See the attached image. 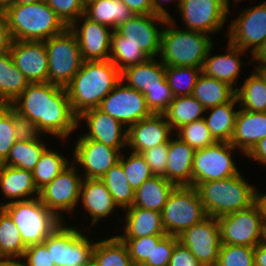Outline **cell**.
I'll use <instances>...</instances> for the list:
<instances>
[{"label":"cell","mask_w":266,"mask_h":266,"mask_svg":"<svg viewBox=\"0 0 266 266\" xmlns=\"http://www.w3.org/2000/svg\"><path fill=\"white\" fill-rule=\"evenodd\" d=\"M36 124L43 135L66 141L78 129L66 88L47 83H29L10 104Z\"/></svg>","instance_id":"cell-1"},{"label":"cell","mask_w":266,"mask_h":266,"mask_svg":"<svg viewBox=\"0 0 266 266\" xmlns=\"http://www.w3.org/2000/svg\"><path fill=\"white\" fill-rule=\"evenodd\" d=\"M121 81V71L110 61H84L66 87L72 112L98 108L102 100Z\"/></svg>","instance_id":"cell-2"},{"label":"cell","mask_w":266,"mask_h":266,"mask_svg":"<svg viewBox=\"0 0 266 266\" xmlns=\"http://www.w3.org/2000/svg\"><path fill=\"white\" fill-rule=\"evenodd\" d=\"M172 17L167 19L161 34L160 61L165 66L202 68L208 50L214 42L205 33L177 26Z\"/></svg>","instance_id":"cell-3"},{"label":"cell","mask_w":266,"mask_h":266,"mask_svg":"<svg viewBox=\"0 0 266 266\" xmlns=\"http://www.w3.org/2000/svg\"><path fill=\"white\" fill-rule=\"evenodd\" d=\"M4 14L13 41H45L67 28L46 1L12 4Z\"/></svg>","instance_id":"cell-4"},{"label":"cell","mask_w":266,"mask_h":266,"mask_svg":"<svg viewBox=\"0 0 266 266\" xmlns=\"http://www.w3.org/2000/svg\"><path fill=\"white\" fill-rule=\"evenodd\" d=\"M207 216L221 217L246 209L256 202V187L241 172L230 178L207 181L195 186Z\"/></svg>","instance_id":"cell-5"},{"label":"cell","mask_w":266,"mask_h":266,"mask_svg":"<svg viewBox=\"0 0 266 266\" xmlns=\"http://www.w3.org/2000/svg\"><path fill=\"white\" fill-rule=\"evenodd\" d=\"M2 208L13 219L26 247L43 243L62 223L39 197L10 202Z\"/></svg>","instance_id":"cell-6"},{"label":"cell","mask_w":266,"mask_h":266,"mask_svg":"<svg viewBox=\"0 0 266 266\" xmlns=\"http://www.w3.org/2000/svg\"><path fill=\"white\" fill-rule=\"evenodd\" d=\"M44 42L48 54V82L66 88L84 62L77 37L67 27Z\"/></svg>","instance_id":"cell-7"},{"label":"cell","mask_w":266,"mask_h":266,"mask_svg":"<svg viewBox=\"0 0 266 266\" xmlns=\"http://www.w3.org/2000/svg\"><path fill=\"white\" fill-rule=\"evenodd\" d=\"M167 235L178 237L187 228L207 217L199 194L193 186H176L161 211Z\"/></svg>","instance_id":"cell-8"},{"label":"cell","mask_w":266,"mask_h":266,"mask_svg":"<svg viewBox=\"0 0 266 266\" xmlns=\"http://www.w3.org/2000/svg\"><path fill=\"white\" fill-rule=\"evenodd\" d=\"M63 221L44 241L55 266H80L92 257L95 244L82 228ZM85 233V234H84Z\"/></svg>","instance_id":"cell-9"},{"label":"cell","mask_w":266,"mask_h":266,"mask_svg":"<svg viewBox=\"0 0 266 266\" xmlns=\"http://www.w3.org/2000/svg\"><path fill=\"white\" fill-rule=\"evenodd\" d=\"M221 244L255 247L264 239L262 214L255 202L250 207L217 218Z\"/></svg>","instance_id":"cell-10"},{"label":"cell","mask_w":266,"mask_h":266,"mask_svg":"<svg viewBox=\"0 0 266 266\" xmlns=\"http://www.w3.org/2000/svg\"><path fill=\"white\" fill-rule=\"evenodd\" d=\"M78 168L71 163L53 181L39 191L41 202L51 210L62 222L65 221L64 214L75 213L79 204L82 174Z\"/></svg>","instance_id":"cell-11"},{"label":"cell","mask_w":266,"mask_h":266,"mask_svg":"<svg viewBox=\"0 0 266 266\" xmlns=\"http://www.w3.org/2000/svg\"><path fill=\"white\" fill-rule=\"evenodd\" d=\"M236 149L230 142H216L195 150L192 167V186L207 181L230 178L240 173L233 160Z\"/></svg>","instance_id":"cell-12"},{"label":"cell","mask_w":266,"mask_h":266,"mask_svg":"<svg viewBox=\"0 0 266 266\" xmlns=\"http://www.w3.org/2000/svg\"><path fill=\"white\" fill-rule=\"evenodd\" d=\"M230 0H181L179 16L184 28L205 34L223 31L230 12Z\"/></svg>","instance_id":"cell-13"},{"label":"cell","mask_w":266,"mask_h":266,"mask_svg":"<svg viewBox=\"0 0 266 266\" xmlns=\"http://www.w3.org/2000/svg\"><path fill=\"white\" fill-rule=\"evenodd\" d=\"M241 11L227 26V41L252 56L266 40V1Z\"/></svg>","instance_id":"cell-14"},{"label":"cell","mask_w":266,"mask_h":266,"mask_svg":"<svg viewBox=\"0 0 266 266\" xmlns=\"http://www.w3.org/2000/svg\"><path fill=\"white\" fill-rule=\"evenodd\" d=\"M72 152V163L83 170L82 176L87 179H101L119 162L122 154L121 150L87 139L82 134L76 139Z\"/></svg>","instance_id":"cell-15"},{"label":"cell","mask_w":266,"mask_h":266,"mask_svg":"<svg viewBox=\"0 0 266 266\" xmlns=\"http://www.w3.org/2000/svg\"><path fill=\"white\" fill-rule=\"evenodd\" d=\"M98 108L127 128L152 115L144 95L128 87L123 81L114 87Z\"/></svg>","instance_id":"cell-16"},{"label":"cell","mask_w":266,"mask_h":266,"mask_svg":"<svg viewBox=\"0 0 266 266\" xmlns=\"http://www.w3.org/2000/svg\"><path fill=\"white\" fill-rule=\"evenodd\" d=\"M178 239L203 266H216L221 246L217 218L207 216L201 222L187 228Z\"/></svg>","instance_id":"cell-17"},{"label":"cell","mask_w":266,"mask_h":266,"mask_svg":"<svg viewBox=\"0 0 266 266\" xmlns=\"http://www.w3.org/2000/svg\"><path fill=\"white\" fill-rule=\"evenodd\" d=\"M166 21V18L157 14H134L115 30L123 36V41L137 45L150 58H155L160 54L161 34Z\"/></svg>","instance_id":"cell-18"},{"label":"cell","mask_w":266,"mask_h":266,"mask_svg":"<svg viewBox=\"0 0 266 266\" xmlns=\"http://www.w3.org/2000/svg\"><path fill=\"white\" fill-rule=\"evenodd\" d=\"M83 23H82V22ZM79 23H82L80 26ZM77 37L83 61L109 60L113 29L82 15L69 27Z\"/></svg>","instance_id":"cell-19"},{"label":"cell","mask_w":266,"mask_h":266,"mask_svg":"<svg viewBox=\"0 0 266 266\" xmlns=\"http://www.w3.org/2000/svg\"><path fill=\"white\" fill-rule=\"evenodd\" d=\"M85 121L86 129L82 134L87 139L103 143L122 152L127 147L128 128L99 108H91L77 116V126ZM88 127V128H87Z\"/></svg>","instance_id":"cell-20"},{"label":"cell","mask_w":266,"mask_h":266,"mask_svg":"<svg viewBox=\"0 0 266 266\" xmlns=\"http://www.w3.org/2000/svg\"><path fill=\"white\" fill-rule=\"evenodd\" d=\"M9 51L15 66L29 83L48 82V54L44 41H12Z\"/></svg>","instance_id":"cell-21"},{"label":"cell","mask_w":266,"mask_h":266,"mask_svg":"<svg viewBox=\"0 0 266 266\" xmlns=\"http://www.w3.org/2000/svg\"><path fill=\"white\" fill-rule=\"evenodd\" d=\"M173 134L164 114H152L128 128L127 146L129 150L141 153L157 145L169 143Z\"/></svg>","instance_id":"cell-22"},{"label":"cell","mask_w":266,"mask_h":266,"mask_svg":"<svg viewBox=\"0 0 266 266\" xmlns=\"http://www.w3.org/2000/svg\"><path fill=\"white\" fill-rule=\"evenodd\" d=\"M213 45L208 50L204 60L202 72L209 77L216 78L230 85L235 91L238 89L237 84L242 69V58L246 51L231 45L227 41L226 53L212 56ZM211 54V56H210ZM241 56V57H240Z\"/></svg>","instance_id":"cell-23"},{"label":"cell","mask_w":266,"mask_h":266,"mask_svg":"<svg viewBox=\"0 0 266 266\" xmlns=\"http://www.w3.org/2000/svg\"><path fill=\"white\" fill-rule=\"evenodd\" d=\"M80 203L83 204L84 213L86 214L88 212L87 214L91 218L89 224L91 227L98 225L101 219L109 217L118 208L101 179H83L79 205Z\"/></svg>","instance_id":"cell-24"},{"label":"cell","mask_w":266,"mask_h":266,"mask_svg":"<svg viewBox=\"0 0 266 266\" xmlns=\"http://www.w3.org/2000/svg\"><path fill=\"white\" fill-rule=\"evenodd\" d=\"M264 137H266V112L248 111L239 108L230 143L243 156H246Z\"/></svg>","instance_id":"cell-25"},{"label":"cell","mask_w":266,"mask_h":266,"mask_svg":"<svg viewBox=\"0 0 266 266\" xmlns=\"http://www.w3.org/2000/svg\"><path fill=\"white\" fill-rule=\"evenodd\" d=\"M121 81L143 95L155 88H164L168 82L165 65L157 58H149L143 63L131 65L121 71Z\"/></svg>","instance_id":"cell-26"},{"label":"cell","mask_w":266,"mask_h":266,"mask_svg":"<svg viewBox=\"0 0 266 266\" xmlns=\"http://www.w3.org/2000/svg\"><path fill=\"white\" fill-rule=\"evenodd\" d=\"M0 189L6 202L0 207L14 201L39 197L32 171L21 170L7 165H0Z\"/></svg>","instance_id":"cell-27"},{"label":"cell","mask_w":266,"mask_h":266,"mask_svg":"<svg viewBox=\"0 0 266 266\" xmlns=\"http://www.w3.org/2000/svg\"><path fill=\"white\" fill-rule=\"evenodd\" d=\"M195 150L175 135L169 141L165 179L176 186H192Z\"/></svg>","instance_id":"cell-28"},{"label":"cell","mask_w":266,"mask_h":266,"mask_svg":"<svg viewBox=\"0 0 266 266\" xmlns=\"http://www.w3.org/2000/svg\"><path fill=\"white\" fill-rule=\"evenodd\" d=\"M125 215L123 233L119 238H140L152 235H167L163 224L161 212L130 207L124 210Z\"/></svg>","instance_id":"cell-29"},{"label":"cell","mask_w":266,"mask_h":266,"mask_svg":"<svg viewBox=\"0 0 266 266\" xmlns=\"http://www.w3.org/2000/svg\"><path fill=\"white\" fill-rule=\"evenodd\" d=\"M238 110L239 103L236 95L227 103L206 109L205 112L209 114H205L204 120L211 135L217 142L231 141Z\"/></svg>","instance_id":"cell-30"},{"label":"cell","mask_w":266,"mask_h":266,"mask_svg":"<svg viewBox=\"0 0 266 266\" xmlns=\"http://www.w3.org/2000/svg\"><path fill=\"white\" fill-rule=\"evenodd\" d=\"M176 185L163 176L147 179L136 191L132 207L161 212Z\"/></svg>","instance_id":"cell-31"},{"label":"cell","mask_w":266,"mask_h":266,"mask_svg":"<svg viewBox=\"0 0 266 266\" xmlns=\"http://www.w3.org/2000/svg\"><path fill=\"white\" fill-rule=\"evenodd\" d=\"M134 14L121 0H95L85 6V16L115 30Z\"/></svg>","instance_id":"cell-32"},{"label":"cell","mask_w":266,"mask_h":266,"mask_svg":"<svg viewBox=\"0 0 266 266\" xmlns=\"http://www.w3.org/2000/svg\"><path fill=\"white\" fill-rule=\"evenodd\" d=\"M24 74L15 66L10 51L0 54V104H11L28 86Z\"/></svg>","instance_id":"cell-33"},{"label":"cell","mask_w":266,"mask_h":266,"mask_svg":"<svg viewBox=\"0 0 266 266\" xmlns=\"http://www.w3.org/2000/svg\"><path fill=\"white\" fill-rule=\"evenodd\" d=\"M191 95L195 97L205 109H209L229 102L236 95V91L227 83L206 76L201 72Z\"/></svg>","instance_id":"cell-34"},{"label":"cell","mask_w":266,"mask_h":266,"mask_svg":"<svg viewBox=\"0 0 266 266\" xmlns=\"http://www.w3.org/2000/svg\"><path fill=\"white\" fill-rule=\"evenodd\" d=\"M239 108L248 111L266 112V81L253 69L251 75L236 90Z\"/></svg>","instance_id":"cell-35"},{"label":"cell","mask_w":266,"mask_h":266,"mask_svg":"<svg viewBox=\"0 0 266 266\" xmlns=\"http://www.w3.org/2000/svg\"><path fill=\"white\" fill-rule=\"evenodd\" d=\"M92 258L97 266H133L126 244L116 235L95 242Z\"/></svg>","instance_id":"cell-36"},{"label":"cell","mask_w":266,"mask_h":266,"mask_svg":"<svg viewBox=\"0 0 266 266\" xmlns=\"http://www.w3.org/2000/svg\"><path fill=\"white\" fill-rule=\"evenodd\" d=\"M46 142L41 137L38 140L16 141L3 165L32 171L43 153L48 149Z\"/></svg>","instance_id":"cell-37"},{"label":"cell","mask_w":266,"mask_h":266,"mask_svg":"<svg viewBox=\"0 0 266 266\" xmlns=\"http://www.w3.org/2000/svg\"><path fill=\"white\" fill-rule=\"evenodd\" d=\"M205 107L192 95L174 97L168 110L164 113L173 131L181 126L203 119Z\"/></svg>","instance_id":"cell-38"},{"label":"cell","mask_w":266,"mask_h":266,"mask_svg":"<svg viewBox=\"0 0 266 266\" xmlns=\"http://www.w3.org/2000/svg\"><path fill=\"white\" fill-rule=\"evenodd\" d=\"M115 204L121 210L132 207L135 191L130 186L122 165L118 162L101 178Z\"/></svg>","instance_id":"cell-39"},{"label":"cell","mask_w":266,"mask_h":266,"mask_svg":"<svg viewBox=\"0 0 266 266\" xmlns=\"http://www.w3.org/2000/svg\"><path fill=\"white\" fill-rule=\"evenodd\" d=\"M72 159L64 157L59 151L48 148L32 170L34 182L38 191L55 179V177L67 168Z\"/></svg>","instance_id":"cell-40"},{"label":"cell","mask_w":266,"mask_h":266,"mask_svg":"<svg viewBox=\"0 0 266 266\" xmlns=\"http://www.w3.org/2000/svg\"><path fill=\"white\" fill-rule=\"evenodd\" d=\"M149 58L141 48H138L137 45L131 42L123 41V36L116 30L113 31L109 60L120 71L131 65L143 63Z\"/></svg>","instance_id":"cell-41"},{"label":"cell","mask_w":266,"mask_h":266,"mask_svg":"<svg viewBox=\"0 0 266 266\" xmlns=\"http://www.w3.org/2000/svg\"><path fill=\"white\" fill-rule=\"evenodd\" d=\"M26 248L13 219L0 207V256L22 257Z\"/></svg>","instance_id":"cell-42"},{"label":"cell","mask_w":266,"mask_h":266,"mask_svg":"<svg viewBox=\"0 0 266 266\" xmlns=\"http://www.w3.org/2000/svg\"><path fill=\"white\" fill-rule=\"evenodd\" d=\"M202 68L165 66V76L174 97L190 96Z\"/></svg>","instance_id":"cell-43"},{"label":"cell","mask_w":266,"mask_h":266,"mask_svg":"<svg viewBox=\"0 0 266 266\" xmlns=\"http://www.w3.org/2000/svg\"><path fill=\"white\" fill-rule=\"evenodd\" d=\"M174 133L181 141L187 143L194 150L212 146L217 141L213 138L204 118L185 124Z\"/></svg>","instance_id":"cell-44"},{"label":"cell","mask_w":266,"mask_h":266,"mask_svg":"<svg viewBox=\"0 0 266 266\" xmlns=\"http://www.w3.org/2000/svg\"><path fill=\"white\" fill-rule=\"evenodd\" d=\"M122 152L119 163L122 165L130 186L136 191L147 179L154 176L146 160L140 153L131 152L127 157Z\"/></svg>","instance_id":"cell-45"},{"label":"cell","mask_w":266,"mask_h":266,"mask_svg":"<svg viewBox=\"0 0 266 266\" xmlns=\"http://www.w3.org/2000/svg\"><path fill=\"white\" fill-rule=\"evenodd\" d=\"M216 266H255L254 247L221 244Z\"/></svg>","instance_id":"cell-46"},{"label":"cell","mask_w":266,"mask_h":266,"mask_svg":"<svg viewBox=\"0 0 266 266\" xmlns=\"http://www.w3.org/2000/svg\"><path fill=\"white\" fill-rule=\"evenodd\" d=\"M166 235H152L140 238H120L127 246L134 266H141L151 259L154 244H158Z\"/></svg>","instance_id":"cell-47"},{"label":"cell","mask_w":266,"mask_h":266,"mask_svg":"<svg viewBox=\"0 0 266 266\" xmlns=\"http://www.w3.org/2000/svg\"><path fill=\"white\" fill-rule=\"evenodd\" d=\"M15 142L16 136L11 105L0 104V165L6 160Z\"/></svg>","instance_id":"cell-48"},{"label":"cell","mask_w":266,"mask_h":266,"mask_svg":"<svg viewBox=\"0 0 266 266\" xmlns=\"http://www.w3.org/2000/svg\"><path fill=\"white\" fill-rule=\"evenodd\" d=\"M45 1L67 27H70L82 15H85V4L82 0Z\"/></svg>","instance_id":"cell-49"},{"label":"cell","mask_w":266,"mask_h":266,"mask_svg":"<svg viewBox=\"0 0 266 266\" xmlns=\"http://www.w3.org/2000/svg\"><path fill=\"white\" fill-rule=\"evenodd\" d=\"M178 241V237L166 235L158 244H154L151 259H147L141 266H169L172 251Z\"/></svg>","instance_id":"cell-50"},{"label":"cell","mask_w":266,"mask_h":266,"mask_svg":"<svg viewBox=\"0 0 266 266\" xmlns=\"http://www.w3.org/2000/svg\"><path fill=\"white\" fill-rule=\"evenodd\" d=\"M168 149L169 143H164L140 153L155 176H163L165 178Z\"/></svg>","instance_id":"cell-51"},{"label":"cell","mask_w":266,"mask_h":266,"mask_svg":"<svg viewBox=\"0 0 266 266\" xmlns=\"http://www.w3.org/2000/svg\"><path fill=\"white\" fill-rule=\"evenodd\" d=\"M144 97L152 114H164L174 100L173 92L168 84L164 88L149 90Z\"/></svg>","instance_id":"cell-52"},{"label":"cell","mask_w":266,"mask_h":266,"mask_svg":"<svg viewBox=\"0 0 266 266\" xmlns=\"http://www.w3.org/2000/svg\"><path fill=\"white\" fill-rule=\"evenodd\" d=\"M11 114L13 115L14 132L16 141L21 140H38L44 136L34 122L27 116L22 115L11 106ZM42 135V136H41Z\"/></svg>","instance_id":"cell-53"},{"label":"cell","mask_w":266,"mask_h":266,"mask_svg":"<svg viewBox=\"0 0 266 266\" xmlns=\"http://www.w3.org/2000/svg\"><path fill=\"white\" fill-rule=\"evenodd\" d=\"M22 258L25 266H55L51 252L48 251L44 243L28 246Z\"/></svg>","instance_id":"cell-54"},{"label":"cell","mask_w":266,"mask_h":266,"mask_svg":"<svg viewBox=\"0 0 266 266\" xmlns=\"http://www.w3.org/2000/svg\"><path fill=\"white\" fill-rule=\"evenodd\" d=\"M169 266H203L190 250L179 241L176 243Z\"/></svg>","instance_id":"cell-55"},{"label":"cell","mask_w":266,"mask_h":266,"mask_svg":"<svg viewBox=\"0 0 266 266\" xmlns=\"http://www.w3.org/2000/svg\"><path fill=\"white\" fill-rule=\"evenodd\" d=\"M133 14H155L153 0H121Z\"/></svg>","instance_id":"cell-56"},{"label":"cell","mask_w":266,"mask_h":266,"mask_svg":"<svg viewBox=\"0 0 266 266\" xmlns=\"http://www.w3.org/2000/svg\"><path fill=\"white\" fill-rule=\"evenodd\" d=\"M12 41L6 16L0 11V54L10 50Z\"/></svg>","instance_id":"cell-57"},{"label":"cell","mask_w":266,"mask_h":266,"mask_svg":"<svg viewBox=\"0 0 266 266\" xmlns=\"http://www.w3.org/2000/svg\"><path fill=\"white\" fill-rule=\"evenodd\" d=\"M252 159L253 161H257L259 164L261 163L264 167H266V137L261 139L253 149L245 156V158Z\"/></svg>","instance_id":"cell-58"},{"label":"cell","mask_w":266,"mask_h":266,"mask_svg":"<svg viewBox=\"0 0 266 266\" xmlns=\"http://www.w3.org/2000/svg\"><path fill=\"white\" fill-rule=\"evenodd\" d=\"M251 60L247 61L250 65L251 63L256 62V66L254 69H260L266 67V40L262 43V45L258 48V50L252 55ZM253 60V61H252Z\"/></svg>","instance_id":"cell-59"},{"label":"cell","mask_w":266,"mask_h":266,"mask_svg":"<svg viewBox=\"0 0 266 266\" xmlns=\"http://www.w3.org/2000/svg\"><path fill=\"white\" fill-rule=\"evenodd\" d=\"M171 1H173V0H171ZM171 1L170 0H153V6H154L155 14L160 15L166 19H171L173 16H171L170 15L171 13L168 12V9H166V7H164V5H167L168 2L171 3ZM176 1H177V8L176 9L178 10L181 0H175L174 3H176ZM163 3H164V5H163Z\"/></svg>","instance_id":"cell-60"},{"label":"cell","mask_w":266,"mask_h":266,"mask_svg":"<svg viewBox=\"0 0 266 266\" xmlns=\"http://www.w3.org/2000/svg\"><path fill=\"white\" fill-rule=\"evenodd\" d=\"M255 266H266V242H261L254 247Z\"/></svg>","instance_id":"cell-61"},{"label":"cell","mask_w":266,"mask_h":266,"mask_svg":"<svg viewBox=\"0 0 266 266\" xmlns=\"http://www.w3.org/2000/svg\"><path fill=\"white\" fill-rule=\"evenodd\" d=\"M0 266H25L22 257L0 256Z\"/></svg>","instance_id":"cell-62"},{"label":"cell","mask_w":266,"mask_h":266,"mask_svg":"<svg viewBox=\"0 0 266 266\" xmlns=\"http://www.w3.org/2000/svg\"><path fill=\"white\" fill-rule=\"evenodd\" d=\"M256 203L261 210L262 223L263 225H266V193L256 191Z\"/></svg>","instance_id":"cell-63"},{"label":"cell","mask_w":266,"mask_h":266,"mask_svg":"<svg viewBox=\"0 0 266 266\" xmlns=\"http://www.w3.org/2000/svg\"><path fill=\"white\" fill-rule=\"evenodd\" d=\"M13 4V0H0V11H5Z\"/></svg>","instance_id":"cell-64"},{"label":"cell","mask_w":266,"mask_h":266,"mask_svg":"<svg viewBox=\"0 0 266 266\" xmlns=\"http://www.w3.org/2000/svg\"><path fill=\"white\" fill-rule=\"evenodd\" d=\"M45 0H13V4H31Z\"/></svg>","instance_id":"cell-65"},{"label":"cell","mask_w":266,"mask_h":266,"mask_svg":"<svg viewBox=\"0 0 266 266\" xmlns=\"http://www.w3.org/2000/svg\"><path fill=\"white\" fill-rule=\"evenodd\" d=\"M80 266H97L95 260L91 257L86 263L80 265Z\"/></svg>","instance_id":"cell-66"},{"label":"cell","mask_w":266,"mask_h":266,"mask_svg":"<svg viewBox=\"0 0 266 266\" xmlns=\"http://www.w3.org/2000/svg\"><path fill=\"white\" fill-rule=\"evenodd\" d=\"M256 70L265 78V81H266V67L256 69Z\"/></svg>","instance_id":"cell-67"},{"label":"cell","mask_w":266,"mask_h":266,"mask_svg":"<svg viewBox=\"0 0 266 266\" xmlns=\"http://www.w3.org/2000/svg\"><path fill=\"white\" fill-rule=\"evenodd\" d=\"M264 226V239L263 241L266 242V225H263Z\"/></svg>","instance_id":"cell-68"},{"label":"cell","mask_w":266,"mask_h":266,"mask_svg":"<svg viewBox=\"0 0 266 266\" xmlns=\"http://www.w3.org/2000/svg\"><path fill=\"white\" fill-rule=\"evenodd\" d=\"M82 1H83V3H84L85 6H86L88 3L92 2V1H95V0H82Z\"/></svg>","instance_id":"cell-69"}]
</instances>
